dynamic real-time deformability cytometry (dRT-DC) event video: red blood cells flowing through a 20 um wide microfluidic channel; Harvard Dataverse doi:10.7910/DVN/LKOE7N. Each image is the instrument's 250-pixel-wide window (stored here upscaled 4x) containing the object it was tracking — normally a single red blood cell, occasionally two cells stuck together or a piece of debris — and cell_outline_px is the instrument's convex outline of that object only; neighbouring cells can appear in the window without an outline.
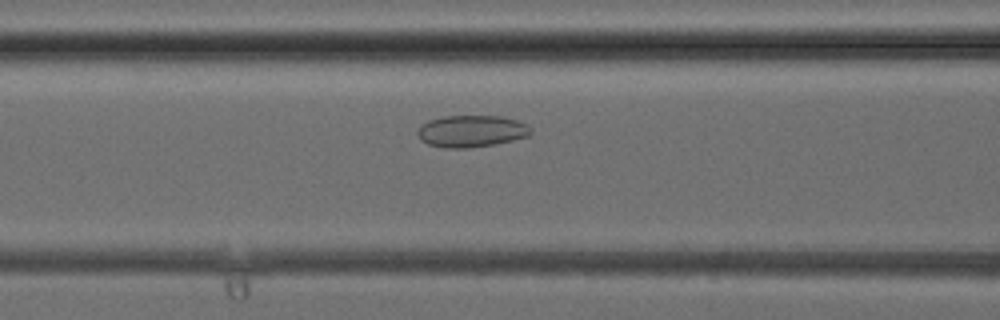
{"species": "common noctule bat (a hibernating species)", "species_latin": "Nyctalus noctula", "temperature_condition": "cold", "stored_images_in_passage": 36, "camera_frame_rate_fps": 3000, "um_per_image_px": 0.085, "animal": {"sex": "female", "body_mass_g": 24.6, "forearm_length_mm": 56.2}, "frame": {"image": 1, "passage_image": 13, "time_ms": 4.0, "image_size_px": [1000, 320], "cell_outline_px": [[532, 132], [528, 136], [512, 140], [492, 144], [468, 148], [444, 148], [428, 144], [420, 140], [416, 132], [420, 124], [428, 120], [444, 116], [504, 116], [528, 124], [532, 128]], "centroid_in_image_um": [40.05, 11.14], "position_along_channel_um": 126.6, "area_um2": 21.21}}
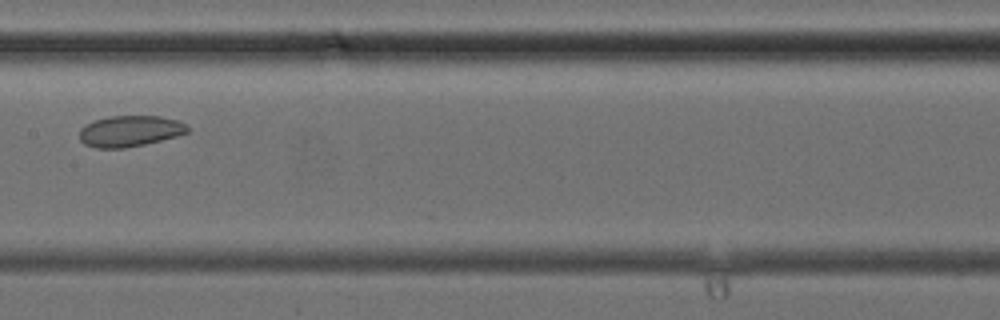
{"frame": {"image": 2, "passage_image": 17, "time_ms": 5.333, "image_size_px": [1000, 320], "cell_outline_px": [[188, 132], [176, 136], [144, 144], [124, 148], [96, 148], [84, 144], [80, 140], [80, 128], [92, 120], [108, 116], [160, 116], [180, 120], [188, 128]], "centroid_in_image_um": [11.01, 11.13], "position_along_channel_um": 196.4, "area_um2": 19.59}}
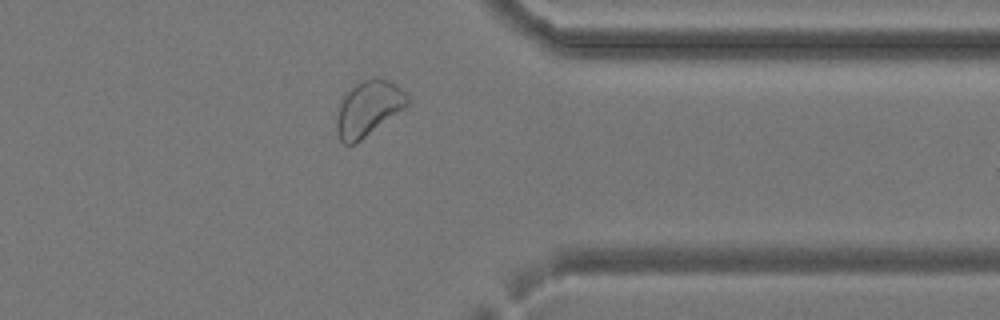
{"frame": {"image": 3, "passage_image": 28, "time_ms": 9.0, "image_size_px": [1000, 320], "cell_outline_px": [[408, 104], [360, 140], [352, 144], [344, 144], [340, 140], [336, 132], [336, 120], [340, 100], [344, 92], [356, 84], [372, 76], [376, 76], [388, 80], [396, 84], [408, 96]], "centroid_in_image_um": [31.25, 9.17], "position_along_channel_um": 380.1, "area_um2": 22.54}}